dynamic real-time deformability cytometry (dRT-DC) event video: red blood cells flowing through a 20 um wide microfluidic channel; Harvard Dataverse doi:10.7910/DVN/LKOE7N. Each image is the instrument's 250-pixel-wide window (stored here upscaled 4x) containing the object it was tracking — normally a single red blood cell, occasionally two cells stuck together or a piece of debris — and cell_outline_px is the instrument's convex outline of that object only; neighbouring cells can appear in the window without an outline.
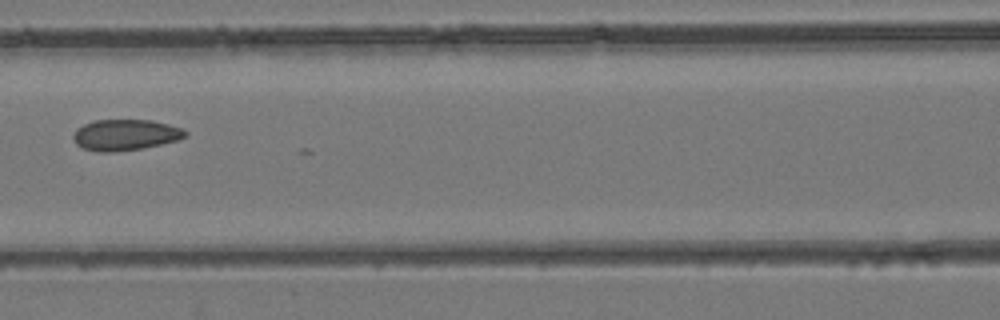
{"species": "common noctule bat (a hibernating species)", "species_latin": "Nyctalus noctula", "temperature_condition": "room temperature", "stored_images_in_passage": 7, "camera_frame_rate_fps": 3000, "um_per_image_px": 0.085, "animal": {"sex": "female", "body_mass_g": 24.6, "forearm_length_mm": 56.2}, "frame": {"image": 1, "passage_image": 6, "time_ms": 6.667, "image_size_px": [1000, 320], "cell_outline_px": [[188, 132], [184, 136], [176, 140], [144, 148], [112, 152], [96, 152], [84, 148], [76, 144], [72, 136], [76, 128], [92, 120], [152, 120], [184, 128]], "centroid_in_image_um": [10.62, 11.46], "position_along_channel_um": 156.0, "area_um2": 20.29}}
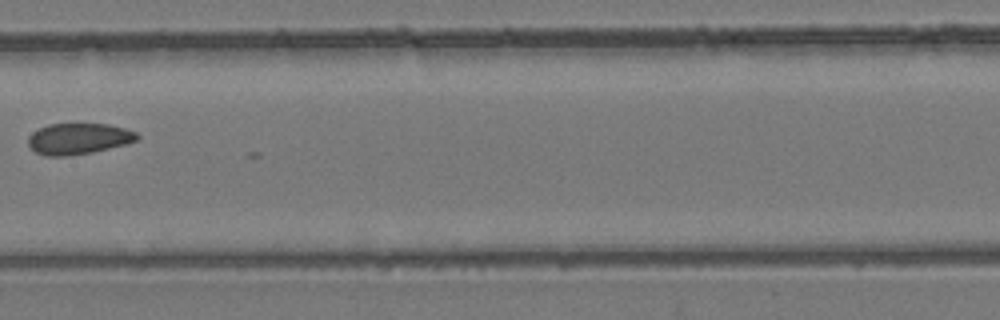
{"frame": {"image": 2, "passage_image": 7, "time_ms": 7.667, "image_size_px": [1000, 320], "cell_outline_px": [[140, 136], [136, 140], [124, 144], [92, 152], [68, 156], [44, 156], [36, 152], [28, 144], [28, 136], [32, 132], [48, 124], [108, 124], [124, 128], [136, 132]], "centroid_in_image_um": [6.64, 11.79], "position_along_channel_um": 200.8, "area_um2": 19.59}}